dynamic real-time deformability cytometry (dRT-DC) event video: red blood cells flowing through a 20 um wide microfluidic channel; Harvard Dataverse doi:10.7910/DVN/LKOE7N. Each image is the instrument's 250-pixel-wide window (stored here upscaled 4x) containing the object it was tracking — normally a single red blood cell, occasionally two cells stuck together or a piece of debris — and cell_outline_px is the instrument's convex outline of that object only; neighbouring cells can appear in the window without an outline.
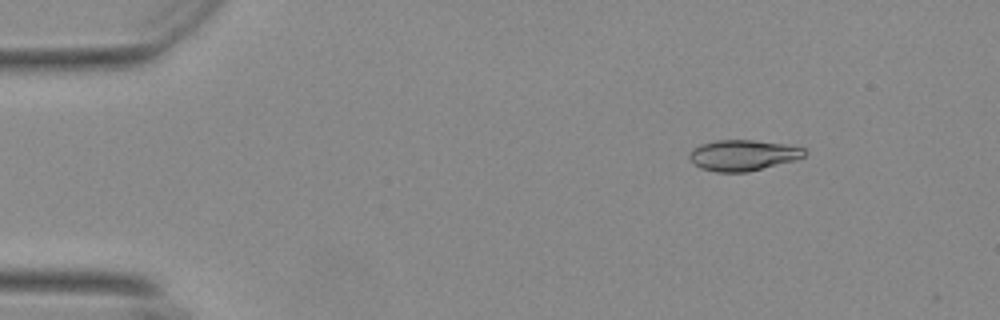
{"species": "Egyptian fruit bat (a non-hibernating species)", "species_latin": "Rousettus aegyptiacus", "temperature_condition": "warm", "stored_images_in_passage": 49, "camera_frame_rate_fps": 3000, "um_per_image_px": 0.085, "animal": {"sex": "female"}, "frame": {"image": 1, "passage_image": 1, "time_ms": 0.0, "image_size_px": [1000, 320], "cell_outline_px": [[808, 152], [804, 156], [796, 160], [748, 172], [716, 172], [700, 168], [688, 156], [692, 148], [700, 144], [716, 140], [752, 140], [784, 144], [804, 148]], "centroid_in_image_um": [63.16, 13.19], "position_along_channel_um": 21.8, "area_um2": 20.69}}
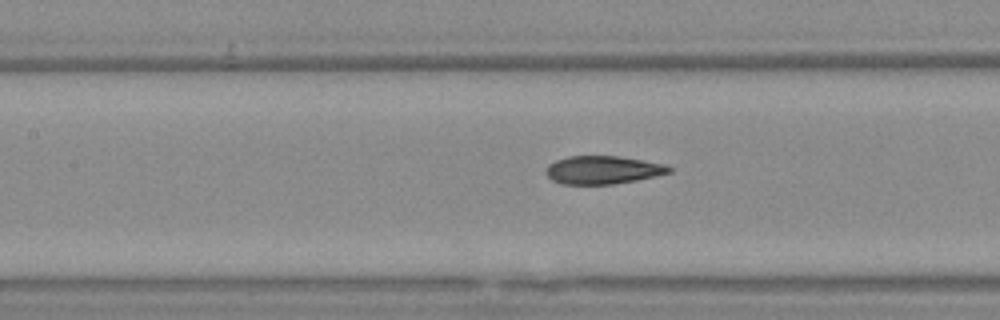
{"frame": {"image": 2, "passage_image": 19, "time_ms": 6.0, "image_size_px": [1000, 320], "cell_outline_px": [[672, 172], [656, 176], [636, 180], [612, 184], [560, 184], [552, 180], [544, 172], [548, 164], [556, 160], [568, 156], [620, 156], [664, 164], [672, 168]], "centroid_in_image_um": [51.22, 14.44], "position_along_channel_um": 156.2, "area_um2": 20.23}}
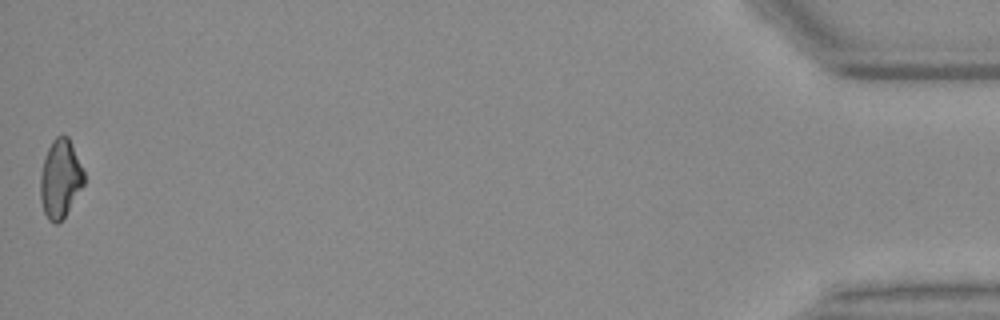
{"frame": {"image": 3, "passage_image": 49, "time_ms": 16.0, "image_size_px": [1000, 320], "cell_outline_px": [[84, 184], [64, 216], [56, 224], [48, 220], [44, 212], [40, 200], [40, 176], [44, 156], [52, 140], [56, 136], [68, 136], [72, 144], [84, 172]], "centroid_in_image_um": [5.1, 15.18], "position_along_channel_um": 430.1, "area_um2": 19.77}, "authors_computed_cell_mechanics": {"area_um2": 20.6346, "velocity_mm_per_s": 3.6964, "shape_relaxation_time_tau1_ms": 8.5881, "shape_relaxation_time_tau2_ms": 2.9293, "deformation_change_tau1": 0.2098, "deformation_change_tau2": 0.0835}}